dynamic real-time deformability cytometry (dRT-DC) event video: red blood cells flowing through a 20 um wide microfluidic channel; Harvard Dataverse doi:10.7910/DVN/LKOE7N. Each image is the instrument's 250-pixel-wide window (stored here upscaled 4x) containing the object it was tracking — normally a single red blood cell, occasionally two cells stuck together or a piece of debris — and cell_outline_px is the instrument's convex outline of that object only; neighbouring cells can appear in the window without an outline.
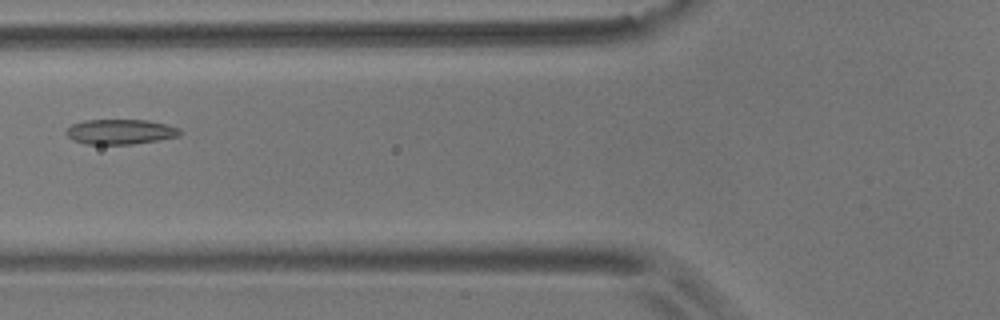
{"species": "common noctule bat (a hibernating species)", "species_latin": "Nyctalus noctula", "temperature_condition": "room temperature", "stored_images_in_passage": 2, "camera_frame_rate_fps": 3000, "um_per_image_px": 0.085, "animal": {"sex": "male", "body_mass_g": 17.9}, "frame": {"image": 1, "passage_image": 2, "time_ms": 1.0, "image_size_px": [1000, 320], "cell_outline_px": [[184, 132], [180, 136], [132, 144], [88, 144], [72, 140], [64, 132], [72, 124], [84, 120], [148, 120], [180, 128]], "centroid_in_image_um": [10.24, 11.19], "position_along_channel_um": 115.6, "area_um2": 16.59}}